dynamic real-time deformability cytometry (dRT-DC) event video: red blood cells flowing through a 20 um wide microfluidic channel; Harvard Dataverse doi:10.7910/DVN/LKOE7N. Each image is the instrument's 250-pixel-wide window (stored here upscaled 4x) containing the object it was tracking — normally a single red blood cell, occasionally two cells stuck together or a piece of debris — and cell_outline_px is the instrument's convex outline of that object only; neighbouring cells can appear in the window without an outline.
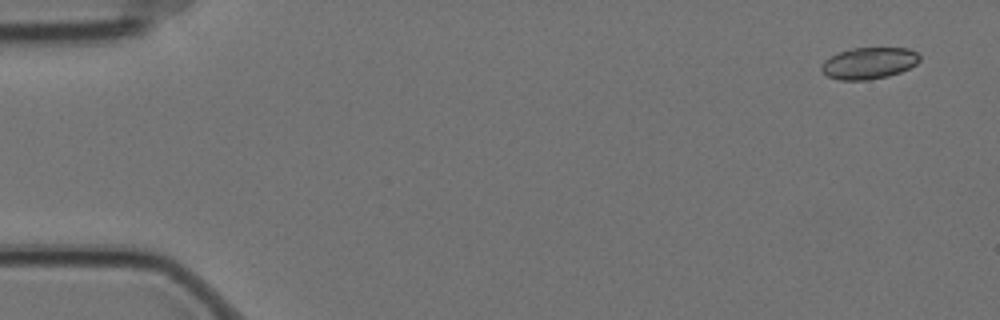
{"species": "Egyptian fruit bat (a non-hibernating species)", "species_latin": "Rousettus aegyptiacus", "temperature_condition": "cold", "stored_images_in_passage": 5, "camera_frame_rate_fps": 3000, "um_per_image_px": 0.085, "animal": {"sex": "female"}, "frame": {"image": 1, "passage_image": 1, "time_ms": 0.0, "image_size_px": [1000, 320], "cell_outline_px": [[920, 60], [916, 64], [900, 72], [888, 76], [868, 80], [840, 80], [828, 76], [820, 68], [824, 60], [840, 52], [856, 48], [908, 48], [916, 52], [920, 56]], "centroid_in_image_um": [73.87, 5.37], "position_along_channel_um": 11.1, "area_um2": 17.86}}
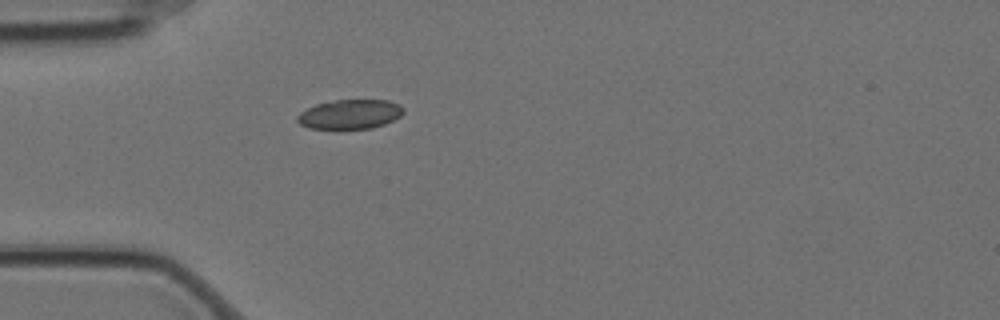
{"frame": {"image": 2, "passage_image": 5, "time_ms": 1.333, "image_size_px": [1000, 320], "cell_outline_px": [[404, 112], [400, 116], [384, 124], [372, 128], [308, 128], [300, 124], [296, 120], [296, 116], [300, 112], [316, 104], [336, 100], [388, 100], [400, 104], [404, 108]], "centroid_in_image_um": [29.75, 9.7], "position_along_channel_um": 55.2, "area_um2": 18.09}}